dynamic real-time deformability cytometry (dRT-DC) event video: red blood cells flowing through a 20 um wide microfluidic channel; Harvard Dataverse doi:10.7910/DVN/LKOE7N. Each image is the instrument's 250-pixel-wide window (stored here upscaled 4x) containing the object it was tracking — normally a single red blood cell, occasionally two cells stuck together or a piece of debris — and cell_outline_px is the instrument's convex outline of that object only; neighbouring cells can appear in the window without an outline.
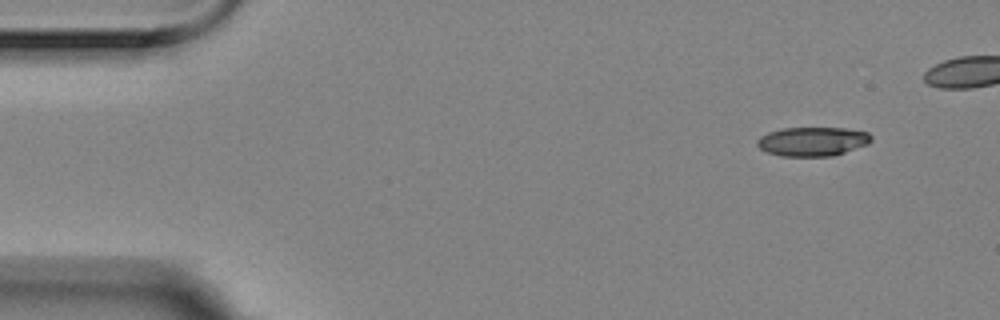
{"species": "Egyptian fruit bat (a non-hibernating species)", "species_latin": "Rousettus aegyptiacus", "temperature_condition": "room temperature", "stored_images_in_passage": 5, "camera_frame_rate_fps": 3000, "um_per_image_px": 0.085, "animal": {"sex": "female"}, "frame": {"image": 1, "passage_image": 1, "time_ms": 0.0, "image_size_px": [1000, 320], "cell_outline_px": [[872, 140], [868, 144], [832, 156], [780, 156], [768, 152], [760, 148], [756, 144], [756, 140], [760, 136], [768, 132], [780, 128], [844, 128], [868, 132], [872, 136]], "centroid_in_image_um": [69.05, 12.02], "position_along_channel_um": 16.0, "area_um2": 19.36}}